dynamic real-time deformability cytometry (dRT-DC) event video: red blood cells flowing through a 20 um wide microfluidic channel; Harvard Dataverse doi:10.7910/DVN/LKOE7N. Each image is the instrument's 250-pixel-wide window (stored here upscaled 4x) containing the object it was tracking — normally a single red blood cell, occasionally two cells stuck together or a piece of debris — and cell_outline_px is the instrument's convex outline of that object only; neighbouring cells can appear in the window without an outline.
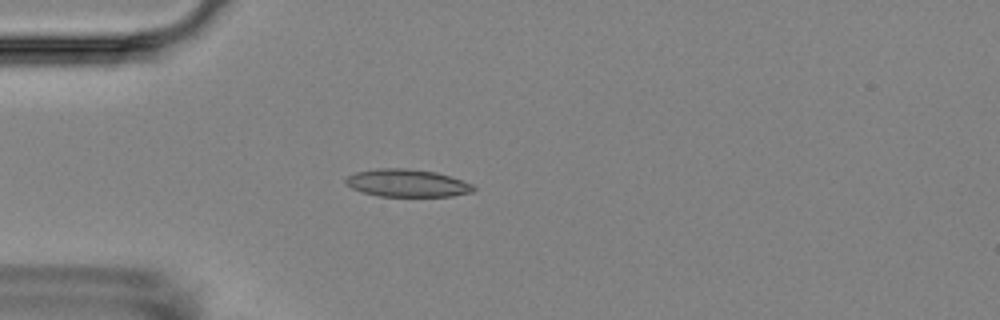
{"species": "Egyptian fruit bat (a non-hibernating species)", "species_latin": "Rousettus aegyptiacus", "temperature_condition": "room temperature", "stored_images_in_passage": 6, "camera_frame_rate_fps": 3000, "um_per_image_px": 0.085, "animal": {"sex": "female"}, "frame": {"image": 1, "passage_image": 5, "time_ms": 4.667, "image_size_px": [1000, 320], "cell_outline_px": [[476, 188], [472, 192], [452, 196], [380, 196], [360, 192], [352, 188], [344, 180], [348, 176], [356, 172], [376, 168], [404, 168], [436, 172], [472, 184]], "centroid_in_image_um": [34.58, 15.56], "position_along_channel_um": 50.4, "area_um2": 20.4}}